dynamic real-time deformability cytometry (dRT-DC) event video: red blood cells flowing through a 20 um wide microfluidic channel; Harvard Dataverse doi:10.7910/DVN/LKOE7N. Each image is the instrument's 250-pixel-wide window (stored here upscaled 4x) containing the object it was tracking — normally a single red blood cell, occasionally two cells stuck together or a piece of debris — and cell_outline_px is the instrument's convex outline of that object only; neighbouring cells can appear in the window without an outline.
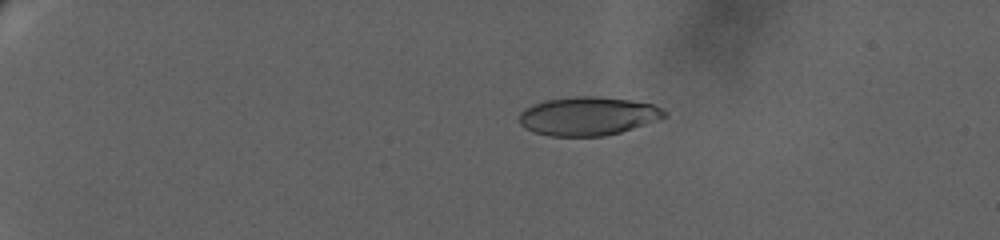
{"species": "human", "species_latin": "Homo sapiens", "temperature_condition": "warm", "stored_images_in_passage": 34, "camera_frame_rate_fps": 3000, "um_per_image_px": 0.085, "donor": {"sex": "female"}, "frame": {"image": 1, "passage_image": 3, "time_ms": 1.333, "image_size_px": [1000, 240], "cell_outline_px": [[668, 116], [620, 132], [604, 136], [548, 136], [532, 132], [524, 128], [520, 124], [520, 112], [524, 108], [532, 104], [544, 100], [576, 96], [596, 96], [628, 100], [652, 104], [668, 112]], "centroid_in_image_um": [49.93, 9.87], "position_along_channel_um": 35.1, "area_um2": 32.66}}
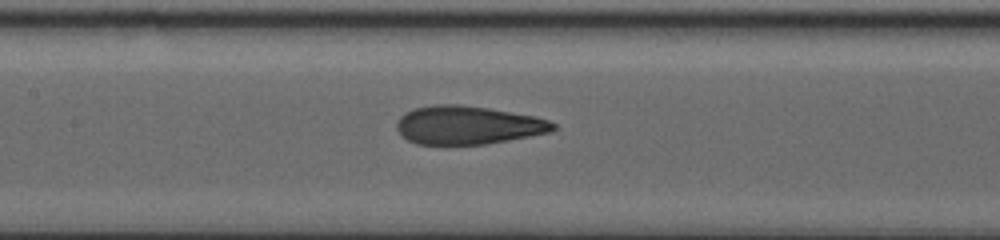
{"frame": {"image": 2, "passage_image": 18, "time_ms": 9.0, "image_size_px": [1000, 240], "cell_outline_px": [[556, 128], [552, 132], [508, 140], [484, 144], [416, 144], [408, 140], [396, 128], [396, 124], [400, 116], [404, 112], [416, 108], [432, 104], [460, 104], [488, 108], [536, 116], [548, 120], [556, 124]], "centroid_in_image_um": [39.78, 10.62], "position_along_channel_um": 167.6, "area_um2": 35.03}}
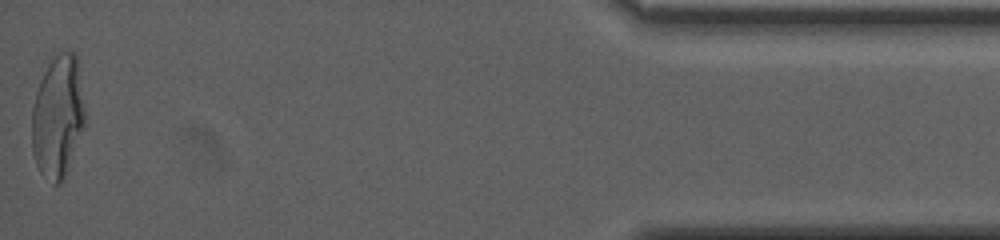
{"frame": {"image": 3, "passage_image": 34, "time_ms": 19.667, "image_size_px": [1000, 240], "cell_outline_px": [[84, 124], [64, 180], [56, 184], [52, 184], [40, 172], [36, 164], [32, 152], [32, 108], [36, 92], [40, 80], [48, 64], [60, 52], [76, 52], [84, 112]], "centroid_in_image_um": [4.88, 9.95], "position_along_channel_um": 430.3, "area_um2": 37.34}, "authors_computed_cell_mechanics": {"area_um2": 34.969, "velocity_mm_per_s": 3.0737, "shape_relaxation_time_tau1_ms": 6.5539, "shape_relaxation_time_tau2_ms": null, "deformation_change_tau1": 0.2262, "deformation_change_tau2": null}}